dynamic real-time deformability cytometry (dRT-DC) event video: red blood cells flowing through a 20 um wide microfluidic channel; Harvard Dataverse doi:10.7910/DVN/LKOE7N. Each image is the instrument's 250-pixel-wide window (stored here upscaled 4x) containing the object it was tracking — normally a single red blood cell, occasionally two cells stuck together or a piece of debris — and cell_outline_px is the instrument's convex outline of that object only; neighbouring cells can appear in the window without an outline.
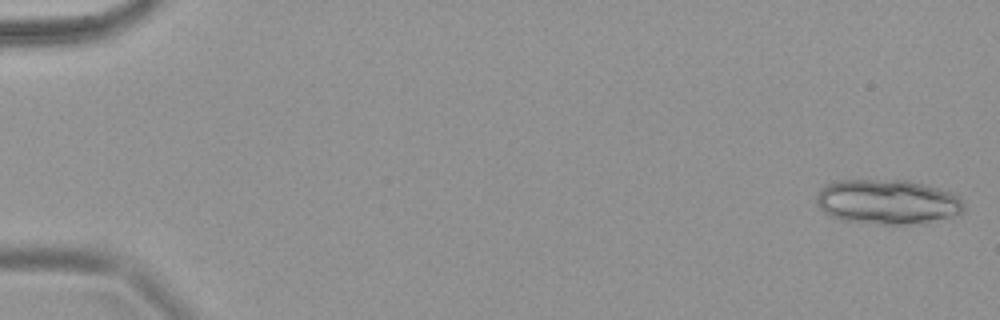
{"species": "common noctule bat (a hibernating species)", "species_latin": "Nyctalus noctula", "temperature_condition": "warm", "stored_images_in_passage": 9, "segment_of_instrument_passage": [1, 2], "camera_frame_rate_fps": 3000, "um_per_image_px": 0.085, "animal": {"sex": "female", "body_mass_g": 18.4}, "frame": {"image": 1, "passage_image": 1, "time_ms": 0.0, "image_size_px": [1000, 320], "cell_outline_px": [[964, 212], [960, 216], [904, 224], [880, 224], [840, 220], [824, 212], [816, 204], [816, 196], [820, 188], [828, 184], [840, 180], [908, 180], [936, 188], [960, 196], [964, 204]], "centroid_in_image_um": [75.43, 17.16], "position_along_channel_um": 9.6, "area_um2": 38.38}}